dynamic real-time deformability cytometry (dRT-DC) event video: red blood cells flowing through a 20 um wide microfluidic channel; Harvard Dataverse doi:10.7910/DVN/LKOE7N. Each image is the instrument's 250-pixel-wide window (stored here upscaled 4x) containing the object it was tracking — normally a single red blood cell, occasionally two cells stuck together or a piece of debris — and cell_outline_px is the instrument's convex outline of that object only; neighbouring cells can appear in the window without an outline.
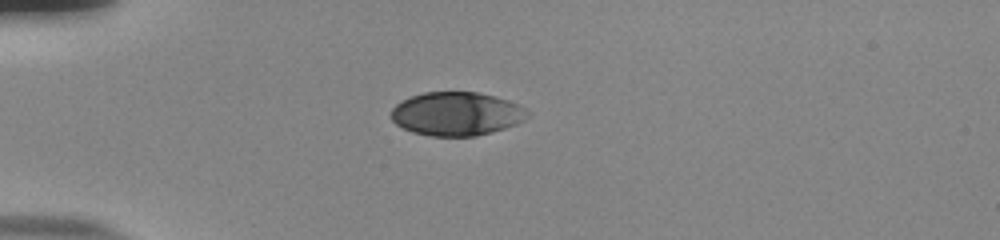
{"species": "human", "species_latin": "Homo sapiens", "temperature_condition": "room temperature", "stored_images_in_passage": 40, "camera_frame_rate_fps": 3000, "um_per_image_px": 0.085, "donor": {"sex": "male"}, "frame": {"image": 1, "passage_image": 1, "time_ms": 0.0, "image_size_px": [1000, 240], "cell_outline_px": [[528, 116], [524, 120], [516, 124], [504, 128], [476, 136], [432, 136], [412, 132], [396, 124], [392, 120], [392, 108], [396, 104], [412, 96], [424, 92], [476, 92], [508, 100], [524, 108], [528, 112]], "centroid_in_image_um": [38.79, 9.68], "position_along_channel_um": 46.2, "area_um2": 34.28}}
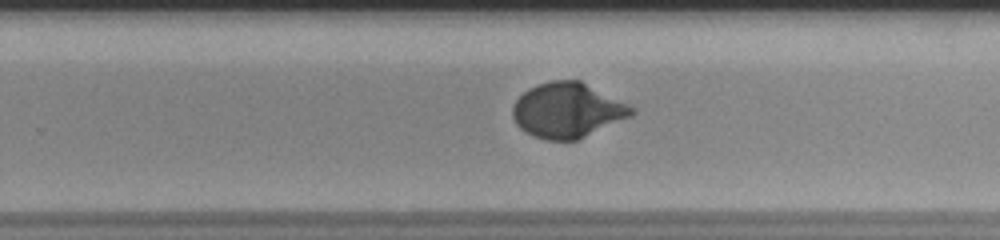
{"frame": {"image": 2, "passage_image": 22, "time_ms": 7.0, "image_size_px": [1000, 240], "cell_outline_px": [[636, 112], [632, 116], [576, 140], [548, 140], [532, 136], [520, 128], [516, 124], [512, 116], [512, 104], [528, 88], [536, 84], [552, 80], [580, 80], [636, 108]], "centroid_in_image_um": [48.22, 9.37], "position_along_channel_um": 281.6, "area_um2": 38.15}}
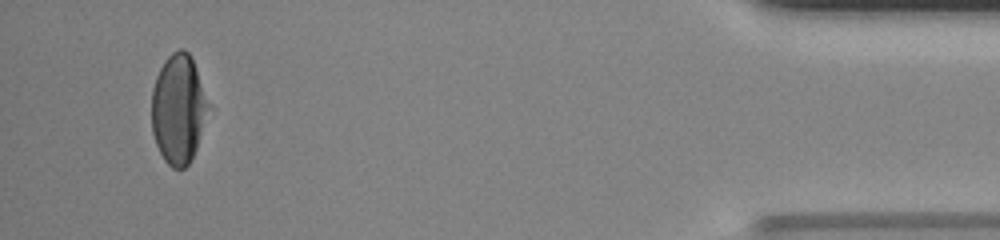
{"frame": {"image": 3, "passage_image": 38, "time_ms": 12.333, "image_size_px": [1000, 240], "cell_outline_px": [[212, 108], [196, 148], [188, 164], [184, 168], [172, 168], [164, 160], [156, 144], [152, 132], [152, 88], [156, 76], [164, 60], [172, 52], [180, 48], [184, 48], [192, 56]], "centroid_in_image_um": [15.2, 9.23], "position_along_channel_um": 420.0, "area_um2": 36.76}, "authors_computed_cell_mechanics": {"area_um2": 36.9631, "velocity_mm_per_s": 3.7875, "shape_relaxation_time_tau1_ms": 4.1018, "shape_relaxation_time_tau2_ms": null, "deformation_change_tau1": 0.196, "deformation_change_tau2": null}}